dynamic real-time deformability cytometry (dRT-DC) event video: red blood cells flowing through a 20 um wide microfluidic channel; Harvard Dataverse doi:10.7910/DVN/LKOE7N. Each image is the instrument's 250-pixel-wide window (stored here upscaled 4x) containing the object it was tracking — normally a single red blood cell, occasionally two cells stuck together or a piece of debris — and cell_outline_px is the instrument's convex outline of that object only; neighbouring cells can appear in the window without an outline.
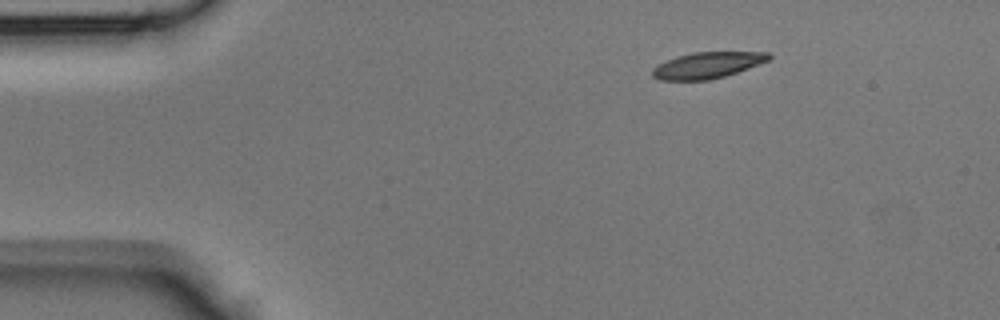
{"species": "Egyptian fruit bat (a non-hibernating species)", "species_latin": "Rousettus aegyptiacus", "temperature_condition": "room temperature", "stored_images_in_passage": 39, "camera_frame_rate_fps": 3000, "um_per_image_px": 0.085, "animal": {"sex": "male"}, "frame": {"image": 1, "passage_image": 1, "time_ms": 0.0, "image_size_px": [1000, 320], "cell_outline_px": [[772, 56], [768, 60], [748, 68], [724, 76], [708, 80], [660, 80], [652, 76], [652, 68], [656, 64], [676, 56], [692, 52], [768, 52]], "centroid_in_image_um": [60.07, 5.54], "position_along_channel_um": 24.9, "area_um2": 17.74}}
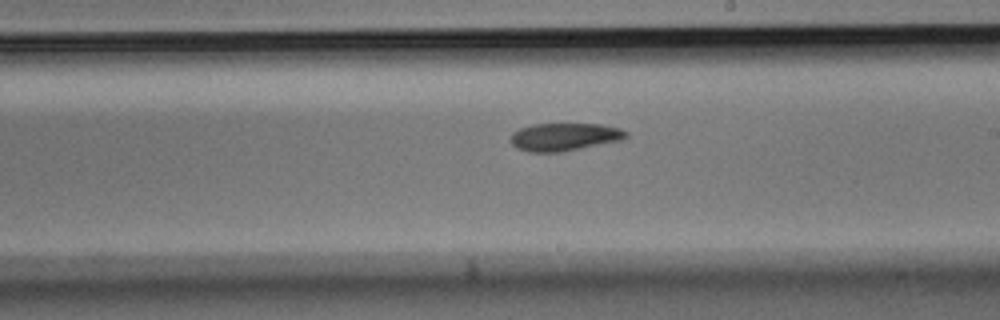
{"frame": {"image": 2, "passage_image": 20, "time_ms": 6.333, "image_size_px": [1000, 320], "cell_outline_px": [[628, 136], [624, 140], [564, 152], [528, 152], [516, 148], [508, 140], [512, 132], [520, 128], [532, 124], [600, 124], [620, 128], [628, 132]], "centroid_in_image_um": [47.97, 11.64], "position_along_channel_um": 241.0, "area_um2": 19.13}}
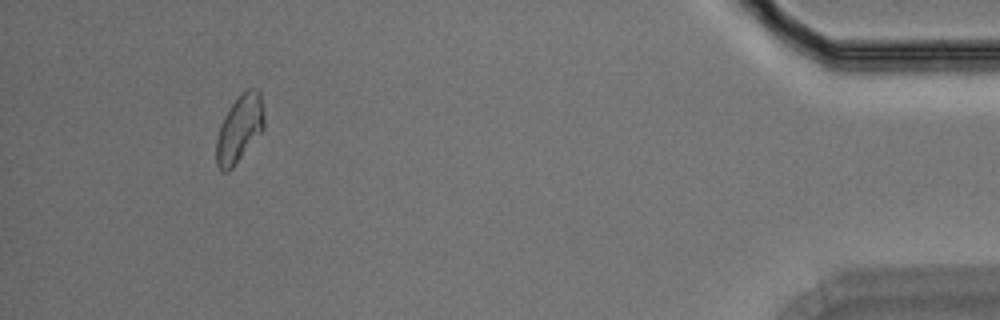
{"frame": {"image": 3, "passage_image": 36, "time_ms": 11.667, "image_size_px": [1000, 320], "cell_outline_px": [[264, 128], [232, 168], [228, 172], [220, 172], [216, 164], [216, 140], [220, 124], [224, 116], [232, 104], [248, 88], [256, 88], [260, 92], [264, 108]], "centroid_in_image_um": [20.35, 10.95], "position_along_channel_um": 414.9, "area_um2": 18.61}}